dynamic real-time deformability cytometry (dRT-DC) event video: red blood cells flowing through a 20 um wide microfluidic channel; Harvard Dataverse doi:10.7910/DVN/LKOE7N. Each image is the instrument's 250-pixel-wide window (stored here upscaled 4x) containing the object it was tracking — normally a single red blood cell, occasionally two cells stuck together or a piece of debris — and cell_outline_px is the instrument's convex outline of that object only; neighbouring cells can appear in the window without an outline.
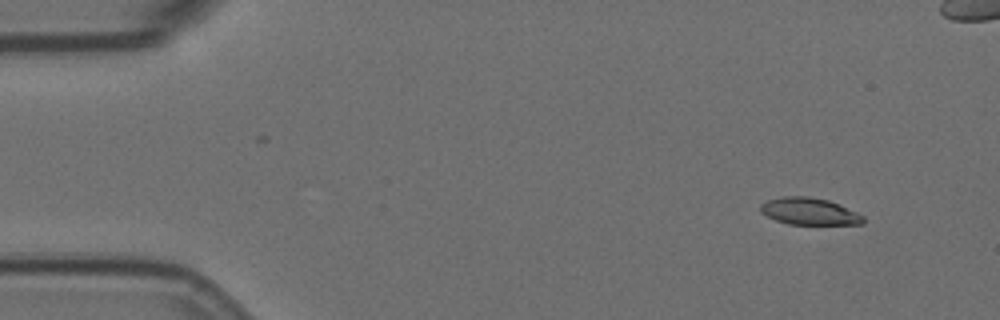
{"species": "Egyptian fruit bat (a non-hibernating species)", "species_latin": "Rousettus aegyptiacus", "temperature_condition": "room temperature", "stored_images_in_passage": 7, "camera_frame_rate_fps": 3000, "um_per_image_px": 0.085, "animal": {"sex": "female"}, "frame": {"image": 1, "passage_image": 2, "time_ms": 0.333, "image_size_px": [1000, 320], "cell_outline_px": [[864, 224], [788, 224], [776, 220], [760, 212], [760, 204], [768, 200], [780, 196], [808, 196], [828, 200], [840, 204], [864, 216]], "centroid_in_image_um": [68.79, 17.96], "position_along_channel_um": 16.2, "area_um2": 16.18}}
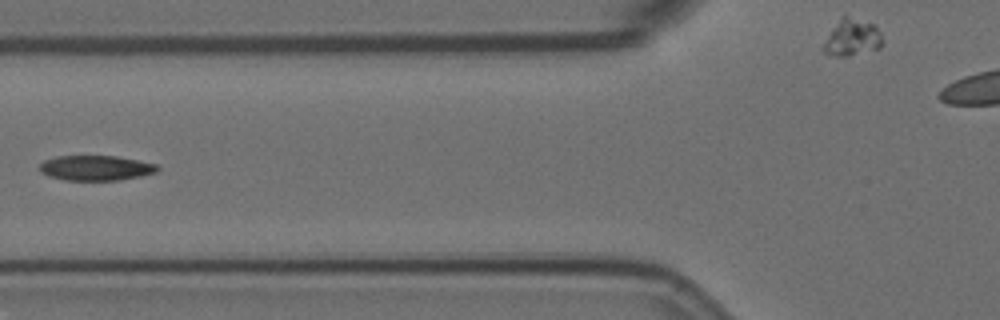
{"frame": {"image": 2, "passage_image": 7, "time_ms": 2.0, "image_size_px": [1000, 320], "cell_outline_px": [[160, 168], [156, 172], [140, 176], [120, 180], [64, 180], [48, 176], [40, 172], [40, 164], [44, 160], [56, 156], [116, 156], [160, 164]], "centroid_in_image_um": [8.16, 14.27], "position_along_channel_um": 117.6, "area_um2": 17.34}}